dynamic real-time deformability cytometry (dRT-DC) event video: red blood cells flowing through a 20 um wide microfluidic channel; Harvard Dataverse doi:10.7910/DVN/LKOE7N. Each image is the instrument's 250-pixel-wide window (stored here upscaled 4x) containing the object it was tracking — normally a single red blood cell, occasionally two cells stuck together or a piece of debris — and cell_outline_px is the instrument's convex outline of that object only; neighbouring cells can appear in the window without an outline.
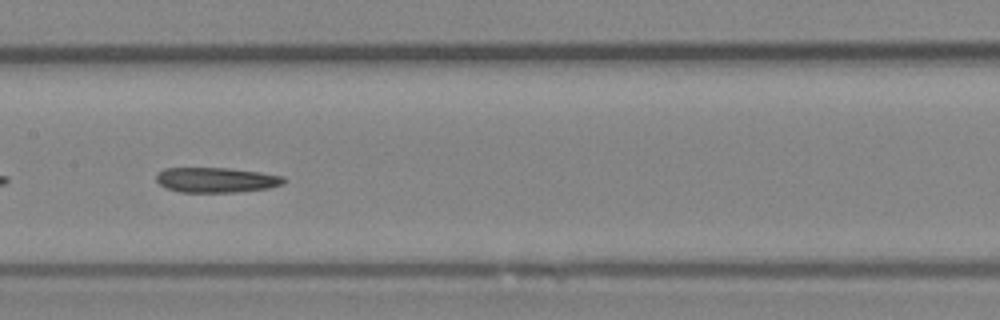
{"species": "Egyptian fruit bat (a non-hibernating species)", "species_latin": "Rousettus aegyptiacus", "temperature_condition": "room temperature", "stored_images_in_passage": 34, "camera_frame_rate_fps": 3000, "um_per_image_px": 0.085, "animal": {"sex": "female"}, "frame": {"image": 1, "passage_image": 10, "time_ms": 3.0, "image_size_px": [1000, 320], "cell_outline_px": [[284, 184], [268, 188], [236, 192], [180, 192], [168, 188], [160, 184], [156, 180], [156, 176], [164, 168], [228, 168], [260, 172], [284, 176]], "centroid_in_image_um": [18.4, 15.29], "position_along_channel_um": 189.0, "area_um2": 18.5}}